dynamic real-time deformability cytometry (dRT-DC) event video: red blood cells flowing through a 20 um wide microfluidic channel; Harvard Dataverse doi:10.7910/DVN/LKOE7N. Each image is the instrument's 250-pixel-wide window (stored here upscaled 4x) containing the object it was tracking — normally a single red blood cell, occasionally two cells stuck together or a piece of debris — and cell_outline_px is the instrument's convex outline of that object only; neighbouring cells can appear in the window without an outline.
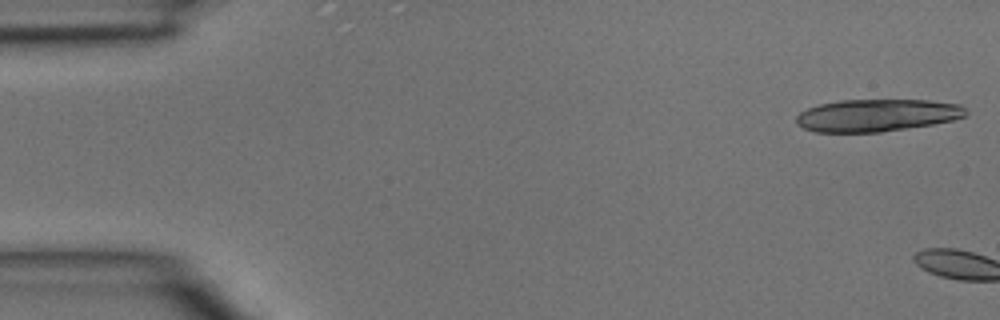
{"species": "common noctule bat (a hibernating species)", "species_latin": "Nyctalus noctula", "temperature_condition": "room temperature", "stored_images_in_passage": 5, "camera_frame_rate_fps": 3000, "um_per_image_px": 0.085, "animal": {"sex": "male", "body_mass_g": 15.6}, "frame": {"image": 1, "passage_image": 1, "time_ms": 0.0, "image_size_px": [1000, 320], "cell_outline_px": [[968, 112], [964, 116], [952, 120], [932, 124], [880, 132], [816, 132], [804, 128], [796, 124], [796, 116], [800, 112], [808, 108], [820, 104], [840, 100], [928, 100], [960, 104]], "centroid_in_image_um": [74.52, 9.8], "position_along_channel_um": 10.5, "area_um2": 31.85}}
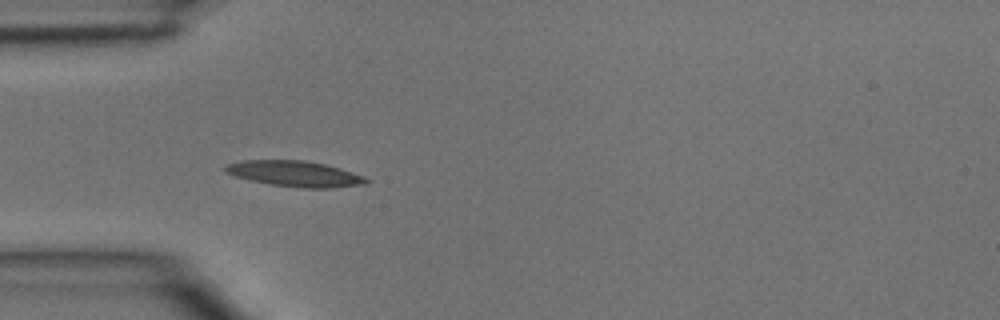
{"frame": {"image": 2, "passage_image": 5, "time_ms": 1.333, "image_size_px": [1000, 320], "cell_outline_px": [[372, 180], [368, 184], [332, 188], [304, 188], [268, 184], [236, 176], [228, 172], [224, 168], [228, 164], [240, 160], [304, 160], [324, 164], [340, 168], [364, 176]], "centroid_in_image_um": [25.14, 14.77], "position_along_channel_um": 59.9, "area_um2": 21.1}}